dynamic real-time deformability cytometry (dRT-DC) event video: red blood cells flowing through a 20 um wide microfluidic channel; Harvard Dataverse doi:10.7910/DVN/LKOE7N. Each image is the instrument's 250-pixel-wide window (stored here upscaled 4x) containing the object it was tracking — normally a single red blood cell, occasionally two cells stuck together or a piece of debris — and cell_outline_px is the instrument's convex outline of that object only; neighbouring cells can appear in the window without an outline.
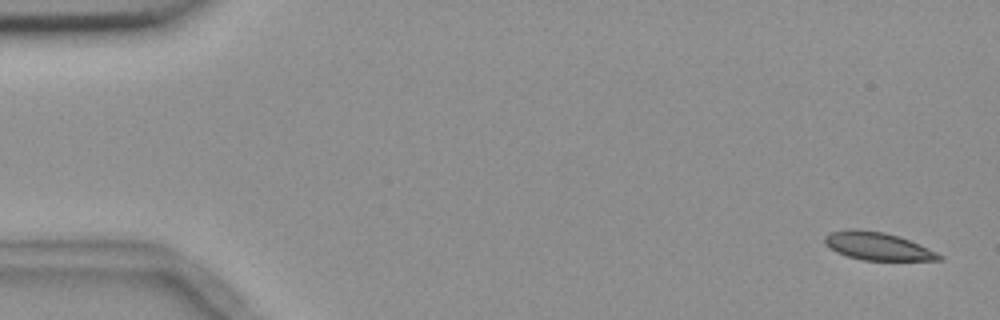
{"species": "common noctule bat (a hibernating species)", "species_latin": "Nyctalus noctula", "temperature_condition": "room temperature", "stored_images_in_passage": 9, "camera_frame_rate_fps": 3000, "um_per_image_px": 0.085, "animal": {"sex": "female", "body_mass_g": 18.4}, "frame": {"image": 1, "passage_image": 1, "time_ms": 0.0, "image_size_px": [1000, 320], "cell_outline_px": [[944, 260], [864, 260], [848, 256], [836, 252], [824, 244], [824, 236], [832, 232], [848, 228], [856, 228], [884, 232], [900, 236], [936, 252], [944, 256]], "centroid_in_image_um": [74.57, 20.91], "position_along_channel_um": 10.4, "area_um2": 18.61}}
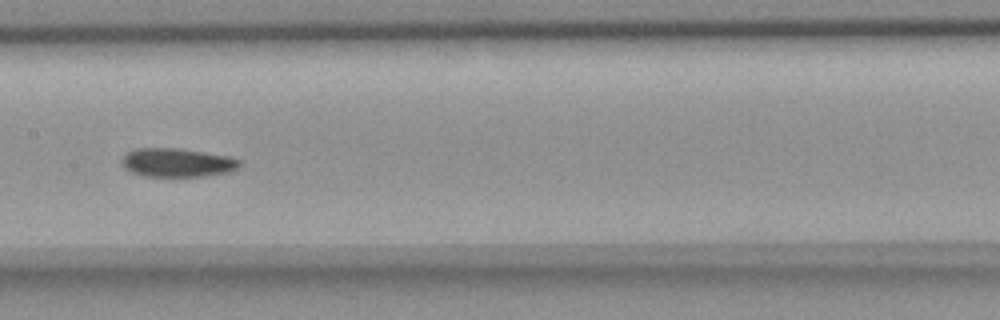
{"frame": {"image": 2, "passage_image": 8, "time_ms": 8.667, "image_size_px": [1000, 320], "cell_outline_px": [[240, 164], [236, 168], [228, 172], [204, 176], [144, 176], [132, 172], [124, 168], [120, 160], [128, 152], [136, 148], [180, 148], [228, 156], [240, 160]], "centroid_in_image_um": [15.03, 13.81], "position_along_channel_um": 192.4, "area_um2": 19.59}}
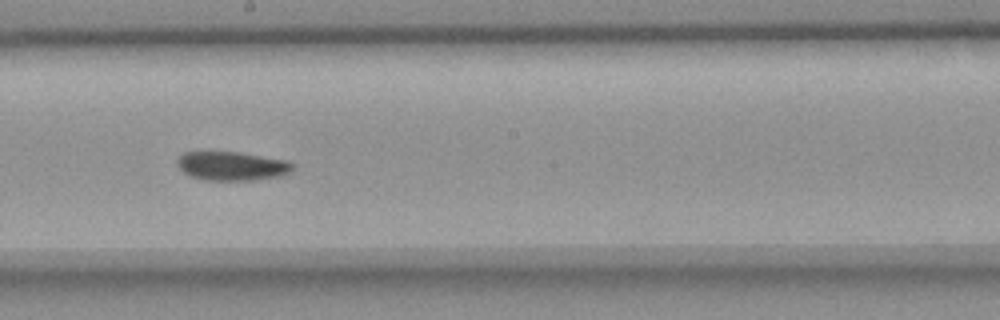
{"frame": {"image": 3, "passage_image": 9, "time_ms": 9.667, "image_size_px": [1000, 320], "cell_outline_px": [[296, 164], [288, 172], [280, 176], [256, 180], [204, 180], [188, 176], [176, 164], [176, 160], [184, 152], [236, 152], [288, 160]], "centroid_in_image_um": [19.7, 14.11], "position_along_channel_um": 228.5, "area_um2": 19.48}}